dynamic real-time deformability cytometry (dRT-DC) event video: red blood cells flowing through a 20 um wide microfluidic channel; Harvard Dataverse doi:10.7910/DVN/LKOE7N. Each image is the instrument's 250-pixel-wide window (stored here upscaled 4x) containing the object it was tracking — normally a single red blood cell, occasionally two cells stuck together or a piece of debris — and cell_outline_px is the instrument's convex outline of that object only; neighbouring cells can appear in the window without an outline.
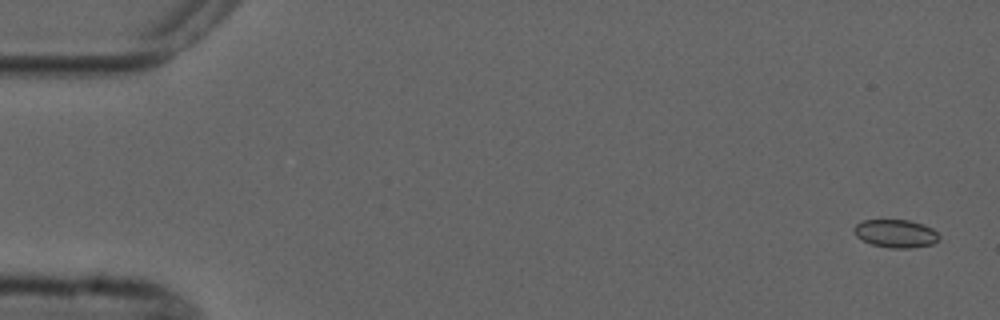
{"species": "common noctule bat (a hibernating species)", "species_latin": "Nyctalus noctula", "temperature_condition": "cold", "stored_images_in_passage": 5, "camera_frame_rate_fps": 3000, "um_per_image_px": 0.085, "animal": {"sex": "male", "forearm_length_mm": 52.5}, "frame": {"image": 1, "passage_image": 1, "time_ms": 0.0, "image_size_px": [1000, 320], "cell_outline_px": [[940, 236], [932, 244], [912, 248], [888, 248], [872, 244], [856, 236], [852, 228], [856, 224], [864, 220], [908, 220], [932, 228]], "centroid_in_image_um": [76.11, 19.85], "position_along_channel_um": 8.9, "area_um2": 13.76}}
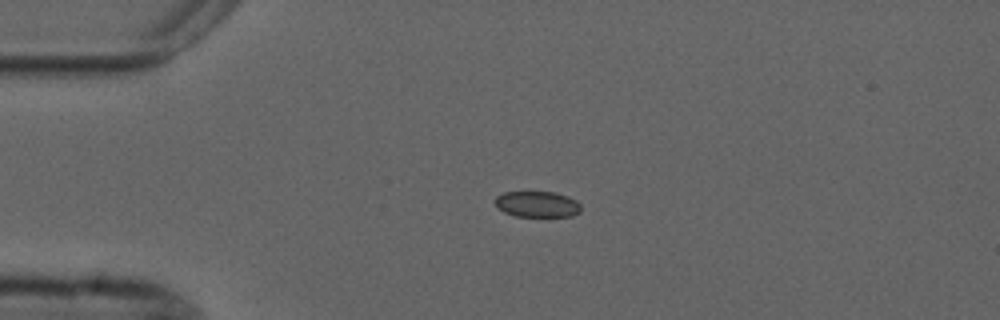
{"frame": {"image": 2, "passage_image": 4, "time_ms": 3.667, "image_size_px": [1000, 320], "cell_outline_px": [[580, 212], [572, 216], [516, 216], [504, 212], [496, 208], [496, 196], [504, 192], [556, 192], [568, 196], [576, 200], [580, 204]], "centroid_in_image_um": [45.67, 17.35], "position_along_channel_um": 39.3, "area_um2": 13.01}}